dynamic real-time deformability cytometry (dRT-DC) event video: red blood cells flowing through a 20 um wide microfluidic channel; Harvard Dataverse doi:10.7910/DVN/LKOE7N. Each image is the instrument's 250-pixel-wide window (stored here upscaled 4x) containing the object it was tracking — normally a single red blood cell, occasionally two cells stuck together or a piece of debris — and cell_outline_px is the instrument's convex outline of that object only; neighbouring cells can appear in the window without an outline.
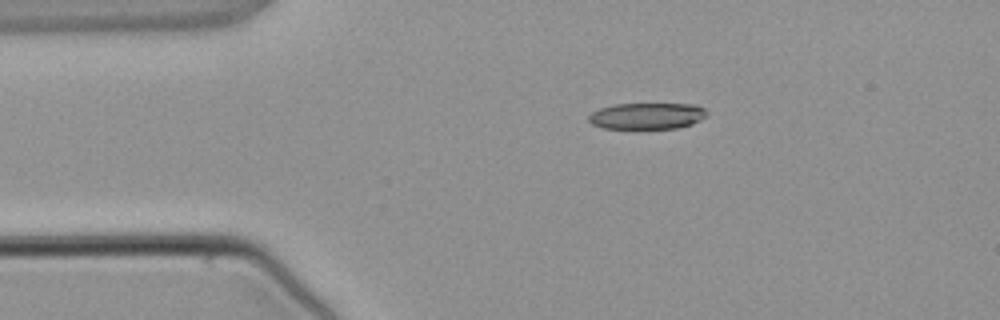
{"species": "common noctule bat (a hibernating species)", "species_latin": "Nyctalus noctula", "temperature_condition": "warm", "stored_images_in_passage": 4, "camera_frame_rate_fps": 3000, "um_per_image_px": 0.085, "animal": {"sex": "male", "body_mass_g": 21.5, "forearm_length_mm": 52.0}, "frame": {"image": 1, "passage_image": 4, "time_ms": 3.667, "image_size_px": [1000, 320], "cell_outline_px": [[708, 116], [692, 124], [676, 128], [604, 128], [592, 124], [588, 120], [588, 116], [592, 112], [600, 108], [616, 104], [696, 104], [704, 108], [708, 112]], "centroid_in_image_um": [55.03, 9.85], "position_along_channel_um": 30.0, "area_um2": 18.15}}